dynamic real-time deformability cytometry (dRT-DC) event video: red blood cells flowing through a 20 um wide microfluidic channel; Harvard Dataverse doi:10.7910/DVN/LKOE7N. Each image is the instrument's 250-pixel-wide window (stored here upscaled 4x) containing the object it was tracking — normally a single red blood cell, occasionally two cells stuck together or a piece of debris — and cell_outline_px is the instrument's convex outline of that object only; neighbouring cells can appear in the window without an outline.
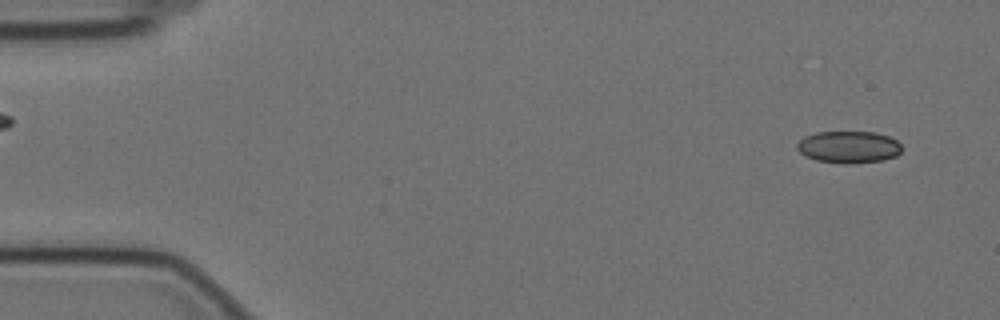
{"species": "Egyptian fruit bat (a non-hibernating species)", "species_latin": "Rousettus aegyptiacus", "temperature_condition": "cold", "stored_images_in_passage": 57, "camera_frame_rate_fps": 3000, "um_per_image_px": 0.085, "animal": {"sex": "female"}, "frame": {"image": 1, "passage_image": 3, "time_ms": 0.667, "image_size_px": [1000, 320], "cell_outline_px": [[900, 152], [896, 156], [880, 160], [816, 160], [800, 152], [796, 148], [796, 144], [804, 136], [816, 132], [876, 132], [888, 136], [896, 140], [900, 144]], "centroid_in_image_um": [72.12, 12.42], "position_along_channel_um": 12.9, "area_um2": 18.44}}
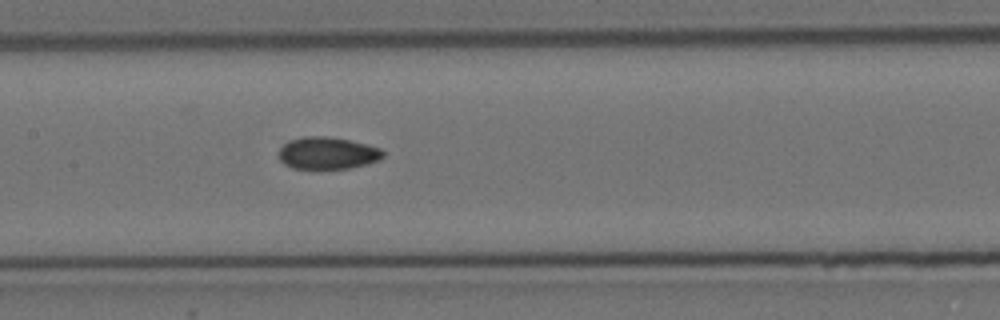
{"frame": {"image": 2, "passage_image": 27, "time_ms": 8.667, "image_size_px": [1000, 320], "cell_outline_px": [[384, 156], [380, 160], [368, 164], [348, 168], [292, 168], [284, 164], [280, 160], [276, 152], [288, 140], [304, 136], [328, 136], [348, 140], [380, 148], [384, 152]], "centroid_in_image_um": [27.8, 13.01], "position_along_channel_um": 179.6, "area_um2": 19.59}}
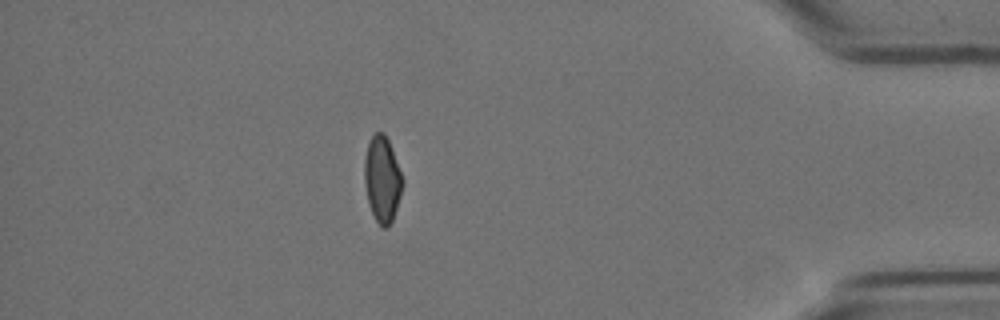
{"frame": {"image": 3, "passage_image": 50, "time_ms": 16.333, "image_size_px": [1000, 320], "cell_outline_px": [[404, 184], [392, 220], [384, 228], [376, 220], [368, 204], [364, 180], [364, 156], [368, 144], [372, 136], [376, 132], [384, 132], [388, 140], [404, 180]], "centroid_in_image_um": [32.48, 15.2], "position_along_channel_um": 402.7, "area_um2": 18.9}, "authors_computed_cell_mechanics": {"area_um2": 19.7098, "velocity_mm_per_s": 3.4897, "shape_relaxation_time_tau1_ms": null, "shape_relaxation_time_tau2_ms": 2.0018, "deformation_change_tau1": null, "deformation_change_tau2": 0.0661}}